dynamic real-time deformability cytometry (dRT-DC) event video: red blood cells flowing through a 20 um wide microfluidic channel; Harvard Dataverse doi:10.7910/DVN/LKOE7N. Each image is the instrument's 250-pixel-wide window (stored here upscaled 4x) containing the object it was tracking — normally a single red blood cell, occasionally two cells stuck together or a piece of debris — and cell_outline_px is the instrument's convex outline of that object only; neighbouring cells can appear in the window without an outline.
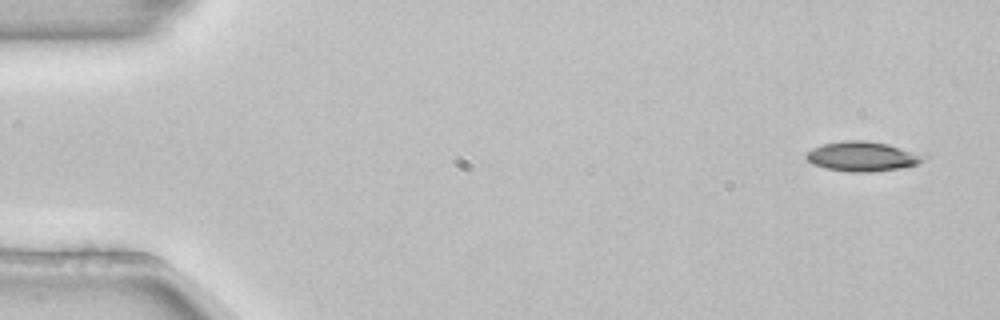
{"species": "common noctule bat (a hibernating species)", "species_latin": "Nyctalus noctula", "temperature_condition": "room temperature", "stored_images_in_passage": 3, "camera_frame_rate_fps": 3000, "um_per_image_px": 0.085, "animal": {"sex": "female", "body_mass_g": 22.7, "forearm_length_mm": 54.2}, "frame": {"image": 1, "passage_image": 1, "time_ms": 0.0, "image_size_px": [1000, 320], "cell_outline_px": [[928, 156], [920, 164], [900, 168], [872, 172], [852, 172], [824, 168], [812, 164], [804, 156], [812, 148], [824, 144], [844, 140], [864, 140], [888, 144]], "centroid_in_image_um": [73.31, 13.3], "position_along_channel_um": 11.7, "area_um2": 20.35}}
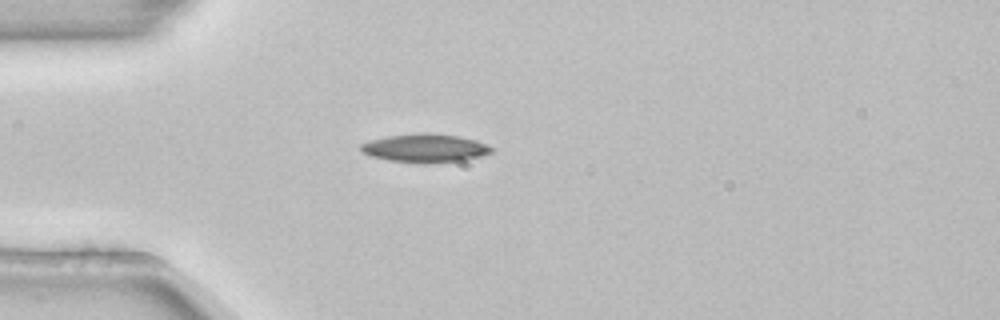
{"frame": {"image": 2, "passage_image": 3, "time_ms": 0.667, "image_size_px": [1000, 320], "cell_outline_px": [[496, 148], [492, 152], [480, 156], [464, 160], [424, 164], [388, 160], [372, 156], [364, 152], [360, 148], [360, 144], [372, 140], [388, 136], [420, 132], [428, 132], [460, 136], [476, 140]], "centroid_in_image_um": [36.18, 12.58], "position_along_channel_um": 48.8, "area_um2": 21.79}}